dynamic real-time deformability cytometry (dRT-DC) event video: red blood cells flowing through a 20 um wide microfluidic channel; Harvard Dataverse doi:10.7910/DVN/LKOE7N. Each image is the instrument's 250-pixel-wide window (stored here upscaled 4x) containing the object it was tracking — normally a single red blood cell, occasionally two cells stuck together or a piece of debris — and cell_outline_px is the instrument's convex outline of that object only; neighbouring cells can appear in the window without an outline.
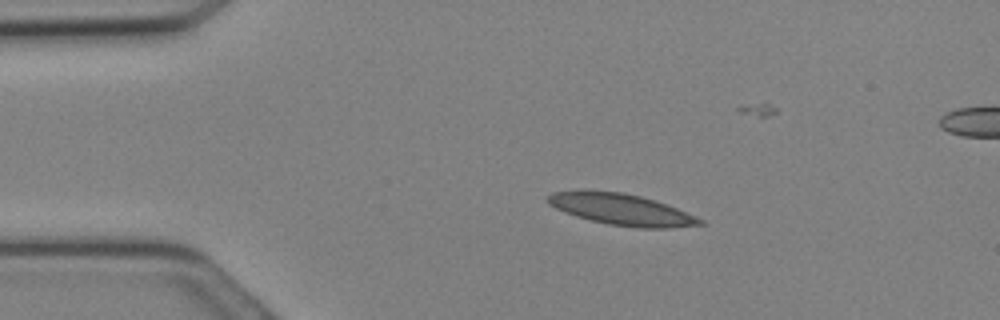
{"species": "Egyptian fruit bat (a non-hibernating species)", "species_latin": "Rousettus aegyptiacus", "temperature_condition": "cold", "stored_images_in_passage": 11, "camera_frame_rate_fps": 3000, "um_per_image_px": 0.085, "animal": {"sex": "female"}, "frame": {"image": 1, "passage_image": 5, "time_ms": 1.333, "image_size_px": [1000, 320], "cell_outline_px": [[704, 224], [672, 228], [636, 228], [608, 224], [576, 216], [564, 212], [548, 204], [544, 200], [552, 192], [576, 188], [584, 188], [620, 192], [640, 196], [656, 200], [676, 208], [704, 220]], "centroid_in_image_um": [52.73, 17.77], "position_along_channel_um": 32.3, "area_um2": 28.32}}